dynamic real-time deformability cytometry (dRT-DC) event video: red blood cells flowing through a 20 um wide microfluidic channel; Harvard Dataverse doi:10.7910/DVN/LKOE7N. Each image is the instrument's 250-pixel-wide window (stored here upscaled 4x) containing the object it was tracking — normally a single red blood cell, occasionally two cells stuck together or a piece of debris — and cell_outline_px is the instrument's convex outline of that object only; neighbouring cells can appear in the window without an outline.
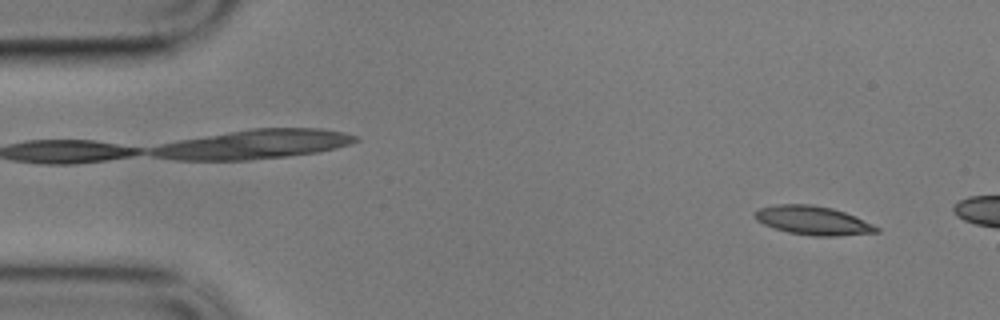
{"species": "common noctule bat (a hibernating species)", "species_latin": "Nyctalus noctula", "temperature_condition": "cold", "stored_images_in_passage": 11, "camera_frame_rate_fps": 3000, "um_per_image_px": 0.085, "animal": {"sex": "male", "body_mass_g": 17.9}, "frame": {"image": 1, "passage_image": 4, "time_ms": 1.0, "image_size_px": [1000, 320], "cell_outline_px": [[880, 232], [836, 236], [812, 236], [788, 232], [764, 224], [756, 220], [752, 216], [752, 212], [760, 208], [776, 204], [812, 204], [832, 208], [856, 216], [880, 228]], "centroid_in_image_um": [69.08, 18.73], "position_along_channel_um": 15.9, "area_um2": 20.52}}